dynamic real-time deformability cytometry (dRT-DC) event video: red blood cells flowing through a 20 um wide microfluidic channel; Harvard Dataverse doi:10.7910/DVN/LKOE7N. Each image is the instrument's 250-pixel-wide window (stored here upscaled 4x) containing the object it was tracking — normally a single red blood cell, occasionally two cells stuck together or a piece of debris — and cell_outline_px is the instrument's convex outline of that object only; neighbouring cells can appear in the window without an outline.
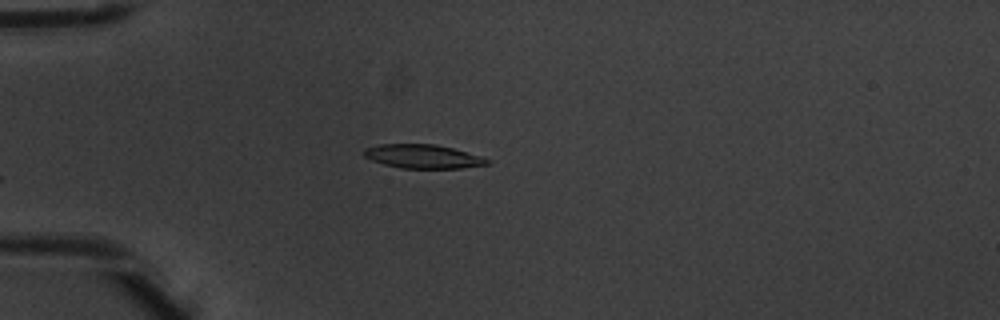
{"species": "common noctule bat (a hibernating species)", "species_latin": "Nyctalus noctula", "temperature_condition": "warm", "stored_images_in_passage": 3, "camera_frame_rate_fps": 3000, "um_per_image_px": 0.085, "animal": {"sex": "male", "body_mass_g": 20.1, "forearm_length_mm": 53.5}, "frame": {"image": 1, "passage_image": 3, "time_ms": 0.667, "image_size_px": [1000, 320], "cell_outline_px": [[492, 164], [460, 168], [400, 168], [384, 164], [372, 160], [364, 156], [360, 152], [364, 148], [380, 144], [436, 144], [484, 156], [492, 160]], "centroid_in_image_um": [35.99, 13.29], "position_along_channel_um": 49.0, "area_um2": 17.4}}